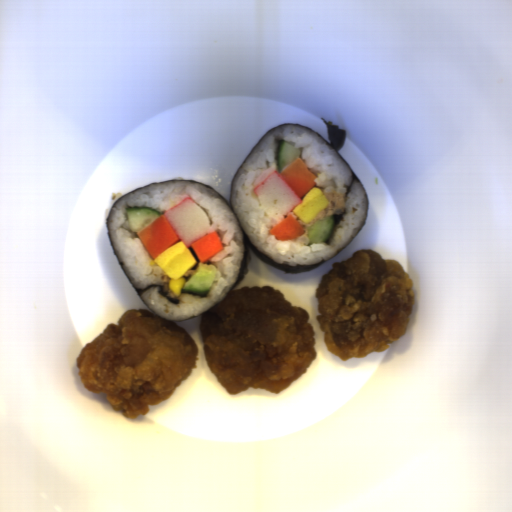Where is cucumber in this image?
Masks as SVG:
<instances>
[{"mask_svg":"<svg viewBox=\"0 0 512 512\" xmlns=\"http://www.w3.org/2000/svg\"><path fill=\"white\" fill-rule=\"evenodd\" d=\"M216 267L206 262H198L197 267L182 287V293L205 296L209 293L214 281Z\"/></svg>","mask_w":512,"mask_h":512,"instance_id":"cucumber-1","label":"cucumber"},{"mask_svg":"<svg viewBox=\"0 0 512 512\" xmlns=\"http://www.w3.org/2000/svg\"><path fill=\"white\" fill-rule=\"evenodd\" d=\"M131 230L140 232L162 214L156 209L147 207L126 208L125 210Z\"/></svg>","mask_w":512,"mask_h":512,"instance_id":"cucumber-2","label":"cucumber"},{"mask_svg":"<svg viewBox=\"0 0 512 512\" xmlns=\"http://www.w3.org/2000/svg\"><path fill=\"white\" fill-rule=\"evenodd\" d=\"M334 227L333 217L327 216L319 218L309 226L306 236L309 241L308 245L315 243H325L329 240Z\"/></svg>","mask_w":512,"mask_h":512,"instance_id":"cucumber-3","label":"cucumber"},{"mask_svg":"<svg viewBox=\"0 0 512 512\" xmlns=\"http://www.w3.org/2000/svg\"><path fill=\"white\" fill-rule=\"evenodd\" d=\"M300 157L301 155L298 149L286 141H282L278 146L277 152L279 173L300 159Z\"/></svg>","mask_w":512,"mask_h":512,"instance_id":"cucumber-4","label":"cucumber"}]
</instances>
